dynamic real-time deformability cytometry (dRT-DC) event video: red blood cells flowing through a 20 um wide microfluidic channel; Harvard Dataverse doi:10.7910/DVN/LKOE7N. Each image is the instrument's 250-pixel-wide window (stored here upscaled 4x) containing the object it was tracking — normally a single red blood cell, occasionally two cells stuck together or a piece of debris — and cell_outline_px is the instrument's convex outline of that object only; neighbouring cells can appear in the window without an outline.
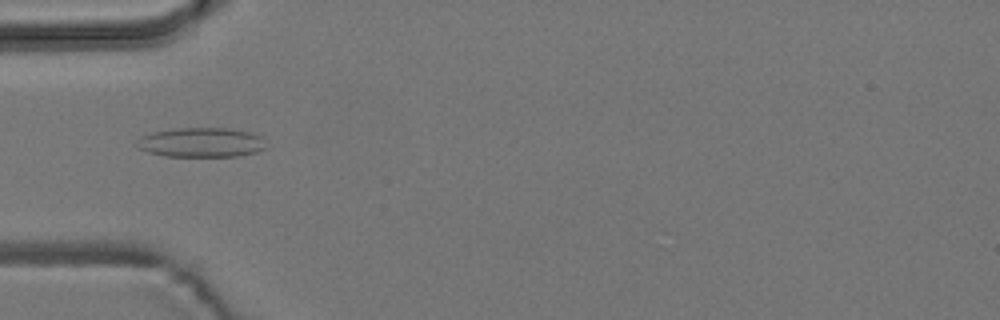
{"species": "common noctule bat (a hibernating species)", "species_latin": "Nyctalus noctula", "temperature_condition": "room temperature", "stored_images_in_passage": 34, "camera_frame_rate_fps": 3000, "um_per_image_px": 0.085, "animal": {"sex": "male", "body_mass_g": 19.2, "forearm_length_mm": 51.8}, "frame": {"image": 1, "passage_image": 2, "time_ms": 0.333, "image_size_px": [1000, 320], "cell_outline_px": [[268, 148], [256, 152], [236, 156], [164, 156], [148, 152], [140, 148], [136, 144], [136, 140], [140, 136], [152, 132], [172, 128], [232, 128], [252, 132], [264, 136]], "centroid_in_image_um": [17.16, 12.09], "position_along_channel_um": 67.8, "area_um2": 22.72}}
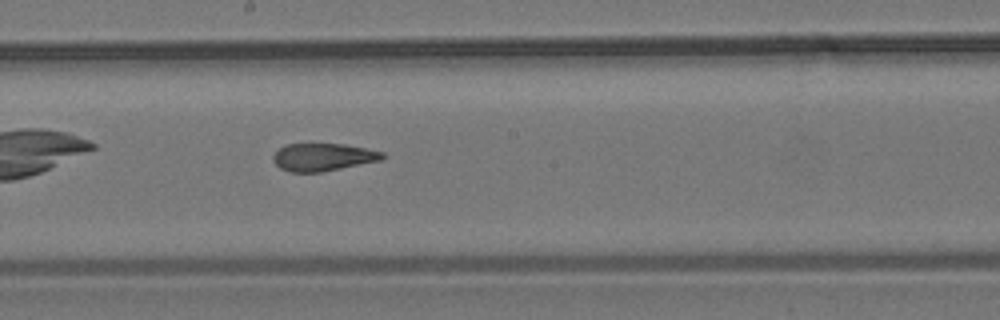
{"frame": {"image": 2, "passage_image": 14, "time_ms": 4.333, "image_size_px": [1000, 320], "cell_outline_px": [[384, 160], [320, 172], [292, 172], [280, 168], [272, 160], [272, 156], [280, 148], [288, 144], [344, 144], [384, 152]], "centroid_in_image_um": [27.47, 13.36], "position_along_channel_um": 220.7, "area_um2": 17.51}}
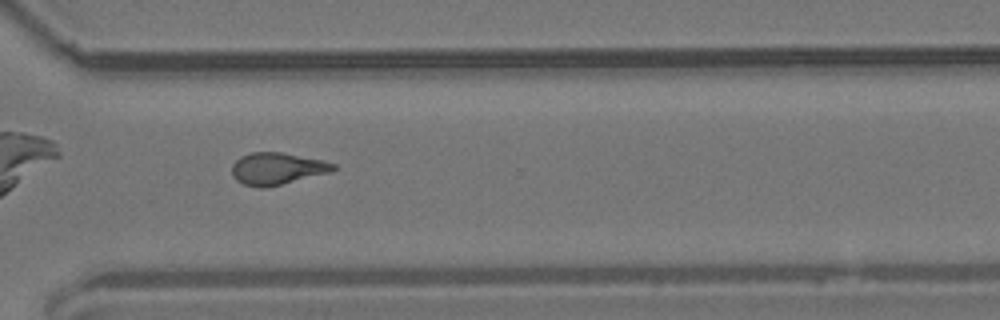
{"frame": {"image": 3, "passage_image": 24, "time_ms": 7.667, "image_size_px": [1000, 320], "cell_outline_px": [[336, 168], [332, 172], [264, 188], [260, 188], [244, 184], [236, 180], [232, 176], [232, 164], [240, 156], [252, 152], [280, 152], [324, 160], [336, 164]], "centroid_in_image_um": [23.55, 14.33], "position_along_channel_um": 347.0, "area_um2": 18.96}, "authors_computed_cell_mechanics": {"area_um2": 18.5249, "velocity_mm_per_s": 3.7951, "shape_relaxation_time_tau1_ms": null, "shape_relaxation_time_tau2_ms": 2.0702, "deformation_change_tau1": null, "deformation_change_tau2": 0.0992}}